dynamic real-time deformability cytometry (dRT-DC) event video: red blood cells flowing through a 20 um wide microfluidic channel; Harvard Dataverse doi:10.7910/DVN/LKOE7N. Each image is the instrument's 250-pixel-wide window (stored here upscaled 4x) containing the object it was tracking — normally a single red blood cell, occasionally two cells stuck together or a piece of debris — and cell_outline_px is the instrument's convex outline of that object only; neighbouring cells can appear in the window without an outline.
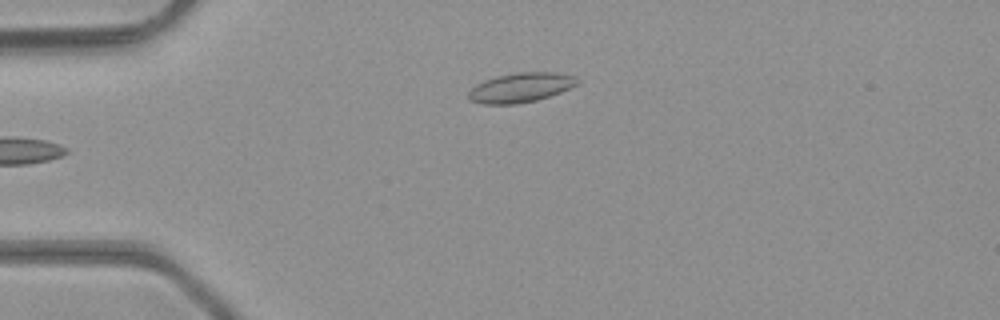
{"species": "common noctule bat (a hibernating species)", "species_latin": "Nyctalus noctula", "temperature_condition": "room temperature", "stored_images_in_passage": 2, "camera_frame_rate_fps": 3000, "um_per_image_px": 0.085, "animal": {"sex": "male", "body_mass_g": 23.1, "forearm_length_mm": 52.7}, "frame": {"image": 1, "passage_image": 1, "time_ms": 0.0, "image_size_px": [1000, 320], "cell_outline_px": [[580, 80], [576, 84], [560, 92], [536, 100], [516, 104], [484, 104], [472, 100], [468, 96], [468, 92], [476, 84], [484, 80], [496, 76], [516, 72], [556, 72], [572, 76]], "centroid_in_image_um": [44.23, 7.43], "position_along_channel_um": 40.8, "area_um2": 18.5}}